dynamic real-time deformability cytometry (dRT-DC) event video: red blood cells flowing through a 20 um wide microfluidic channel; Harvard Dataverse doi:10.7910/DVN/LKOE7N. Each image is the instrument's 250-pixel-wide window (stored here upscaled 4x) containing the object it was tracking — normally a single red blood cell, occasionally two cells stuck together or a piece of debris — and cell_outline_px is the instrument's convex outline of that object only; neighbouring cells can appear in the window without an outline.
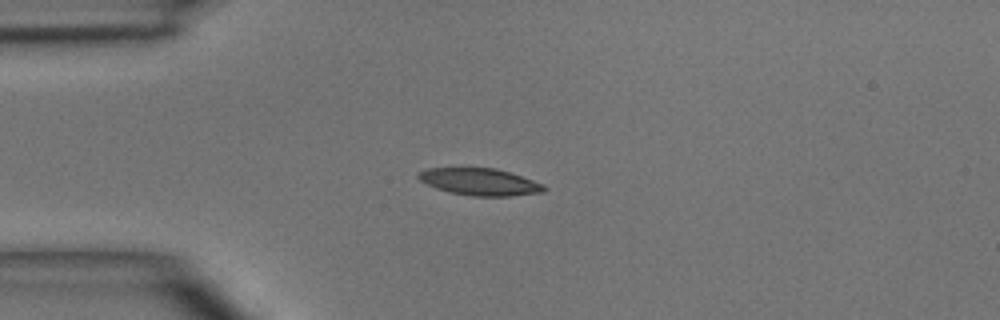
{"species": "common noctule bat (a hibernating species)", "species_latin": "Nyctalus noctula", "temperature_condition": "room temperature", "stored_images_in_passage": 3, "camera_frame_rate_fps": 3000, "um_per_image_px": 0.085, "animal": {"sex": "male", "body_mass_g": 15.6}, "frame": {"image": 1, "passage_image": 2, "time_ms": 2.0, "image_size_px": [1000, 320], "cell_outline_px": [[548, 188], [544, 192], [512, 196], [472, 196], [448, 192], [436, 188], [420, 180], [416, 176], [420, 172], [428, 168], [496, 168], [544, 184]], "centroid_in_image_um": [40.81, 15.46], "position_along_channel_um": 44.2, "area_um2": 19.71}}